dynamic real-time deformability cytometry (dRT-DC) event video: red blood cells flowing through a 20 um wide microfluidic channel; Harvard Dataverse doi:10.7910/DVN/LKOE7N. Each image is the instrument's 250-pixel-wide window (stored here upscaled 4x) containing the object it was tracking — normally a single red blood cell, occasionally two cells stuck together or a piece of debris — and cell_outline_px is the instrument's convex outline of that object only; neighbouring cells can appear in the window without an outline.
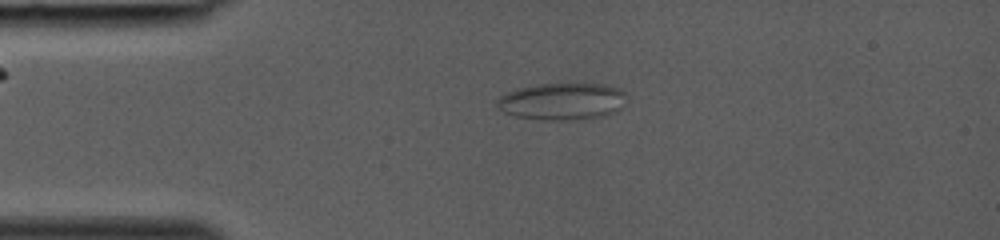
{"species": "common noctule bat (a hibernating species)", "species_latin": "Nyctalus noctula", "temperature_condition": "room temperature", "stored_images_in_passage": 32, "camera_frame_rate_fps": 3000, "um_per_image_px": 0.085, "animal": {"sex": "female", "body_mass_g": 19.0, "forearm_length_mm": 53.3}, "frame": {"image": 1, "passage_image": 2, "time_ms": 0.333, "image_size_px": [1000, 240], "cell_outline_px": [[628, 96], [620, 108], [616, 112], [600, 116], [564, 120], [540, 120], [516, 116], [504, 112], [496, 104], [496, 100], [500, 96], [516, 88], [536, 84], [604, 84], [620, 88]], "centroid_in_image_um": [47.78, 8.6], "position_along_channel_um": 37.2, "area_um2": 27.92}}
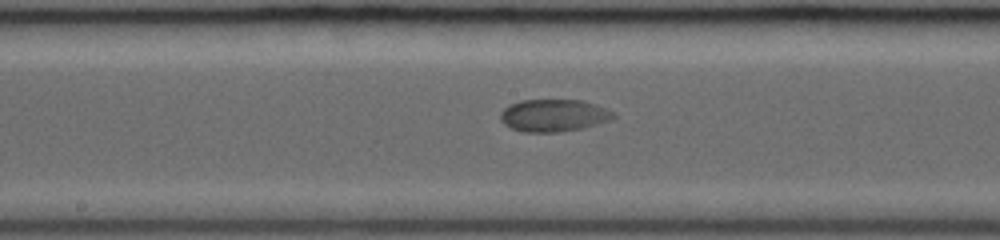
{"frame": {"image": 2, "passage_image": 14, "time_ms": 4.333, "image_size_px": [1000, 240], "cell_outline_px": [[616, 116], [608, 120], [584, 128], [556, 132], [524, 132], [512, 128], [504, 124], [500, 120], [500, 112], [504, 108], [520, 100], [584, 100], [608, 108], [616, 112]], "centroid_in_image_um": [47.08, 9.8], "position_along_channel_um": 201.1, "area_um2": 21.39}}
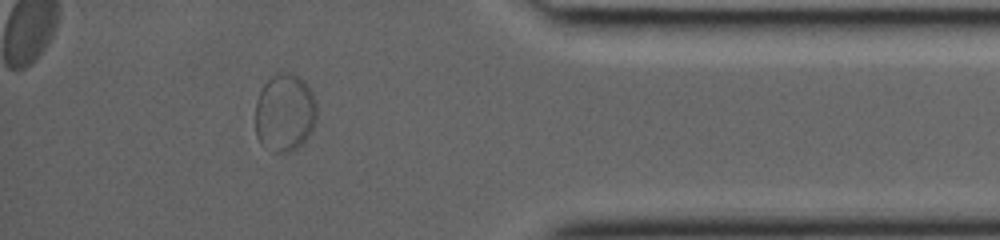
{"frame": {"image": 3, "passage_image": 28, "time_ms": 9.0, "image_size_px": [1000, 240], "cell_outline_px": [[316, 120], [308, 136], [292, 152], [272, 152], [260, 144], [256, 136], [256, 100], [264, 84], [272, 76], [300, 76], [308, 84], [316, 100]], "centroid_in_image_um": [24.2, 9.63], "position_along_channel_um": 411.0, "area_um2": 27.63}}